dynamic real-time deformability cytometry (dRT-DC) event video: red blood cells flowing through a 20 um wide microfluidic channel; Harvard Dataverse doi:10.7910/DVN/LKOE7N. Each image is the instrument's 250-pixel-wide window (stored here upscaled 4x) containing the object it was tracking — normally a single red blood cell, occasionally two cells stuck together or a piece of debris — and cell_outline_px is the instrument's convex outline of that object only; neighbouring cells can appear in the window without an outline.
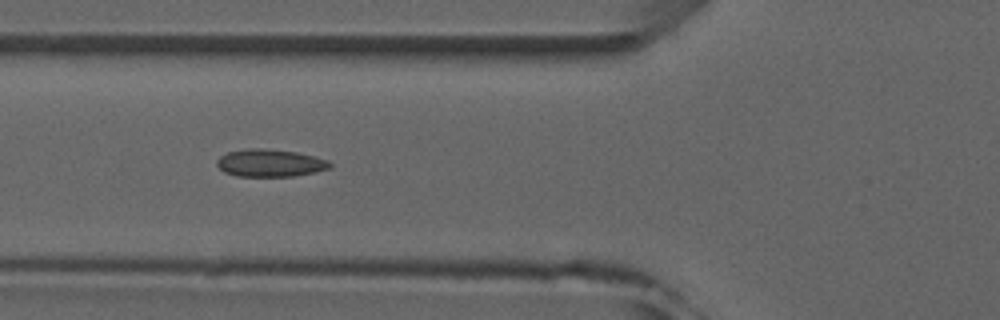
{"species": "common noctule bat (a hibernating species)", "species_latin": "Nyctalus noctula", "temperature_condition": "room temperature", "stored_images_in_passage": 5, "camera_frame_rate_fps": 3000, "um_per_image_px": 0.085, "animal": {"sex": "male", "forearm_length_mm": 52.5}, "frame": {"image": 1, "passage_image": 5, "time_ms": 4.667, "image_size_px": [1000, 320], "cell_outline_px": [[332, 168], [292, 176], [236, 176], [224, 172], [216, 164], [216, 160], [220, 156], [228, 152], [248, 148], [260, 148], [296, 152], [328, 160], [332, 164]], "centroid_in_image_um": [22.93, 13.85], "position_along_channel_um": 102.9, "area_um2": 17.98}}